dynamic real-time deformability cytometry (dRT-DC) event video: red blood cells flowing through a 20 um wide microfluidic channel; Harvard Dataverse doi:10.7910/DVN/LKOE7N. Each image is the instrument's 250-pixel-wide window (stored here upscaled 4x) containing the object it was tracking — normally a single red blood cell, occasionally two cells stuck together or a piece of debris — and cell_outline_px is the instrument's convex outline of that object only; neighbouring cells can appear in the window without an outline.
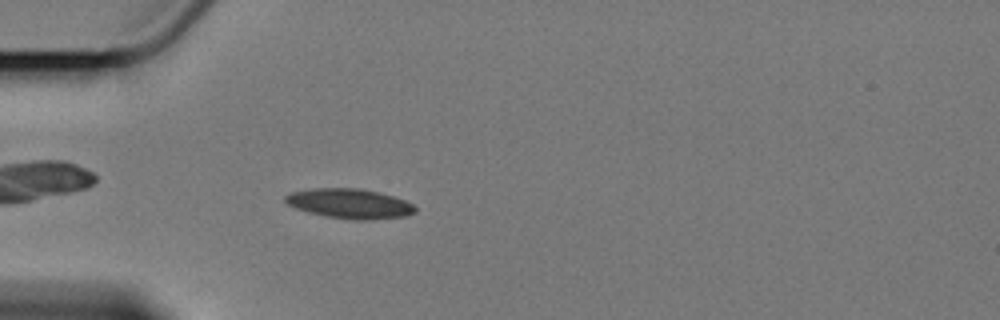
{"species": "Egyptian fruit bat (a non-hibernating species)", "species_latin": "Rousettus aegyptiacus", "temperature_condition": "cold", "stored_images_in_passage": 47, "camera_frame_rate_fps": 3000, "um_per_image_px": 0.085, "animal": {"sex": "female"}, "frame": {"image": 1, "passage_image": 5, "time_ms": 1.333, "image_size_px": [1000, 320], "cell_outline_px": [[416, 212], [404, 216], [372, 220], [352, 220], [324, 216], [308, 212], [296, 208], [288, 204], [284, 200], [284, 196], [292, 192], [312, 188], [360, 188], [380, 192], [404, 200], [412, 204], [416, 208]], "centroid_in_image_um": [29.71, 17.31], "position_along_channel_um": 55.3, "area_um2": 22.6}}
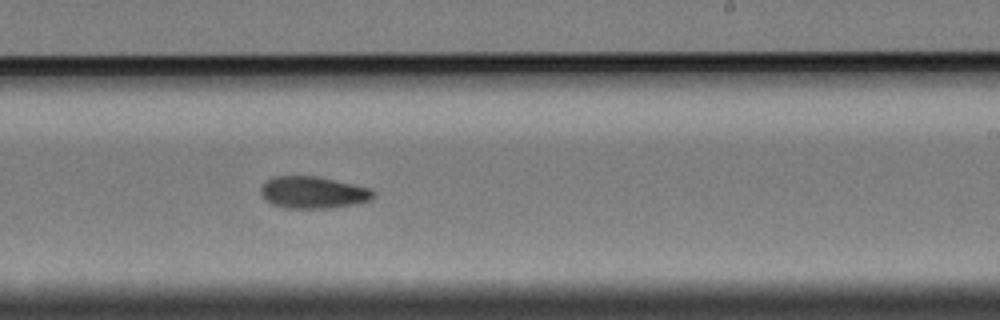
{"frame": {"image": 2, "passage_image": 24, "time_ms": 7.667, "image_size_px": [1000, 320], "cell_outline_px": [[376, 196], [372, 200], [356, 204], [332, 208], [284, 208], [272, 204], [260, 192], [260, 188], [272, 176], [316, 176], [352, 184], [368, 188], [376, 192]], "centroid_in_image_um": [26.65, 16.37], "position_along_channel_um": 262.4, "area_um2": 20.92}}
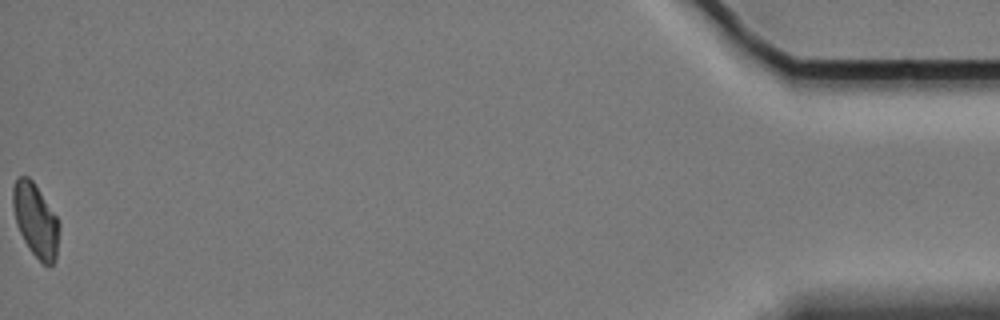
{"frame": {"image": 3, "passage_image": 47, "time_ms": 15.333, "image_size_px": [1000, 320], "cell_outline_px": [[60, 228], [56, 260], [52, 264], [44, 264], [28, 248], [16, 224], [12, 204], [12, 188], [16, 180], [20, 176], [28, 176], [32, 180], [56, 216], [60, 224]], "centroid_in_image_um": [3.03, 18.72], "position_along_channel_um": 432.2, "area_um2": 19.65}, "authors_computed_cell_mechanics": {"area_um2": 21.097, "velocity_mm_per_s": 3.3959, "shape_relaxation_time_tau1_ms": 8.2799, "shape_relaxation_time_tau2_ms": null, "deformation_change_tau1": 0.1473, "deformation_change_tau2": null}}